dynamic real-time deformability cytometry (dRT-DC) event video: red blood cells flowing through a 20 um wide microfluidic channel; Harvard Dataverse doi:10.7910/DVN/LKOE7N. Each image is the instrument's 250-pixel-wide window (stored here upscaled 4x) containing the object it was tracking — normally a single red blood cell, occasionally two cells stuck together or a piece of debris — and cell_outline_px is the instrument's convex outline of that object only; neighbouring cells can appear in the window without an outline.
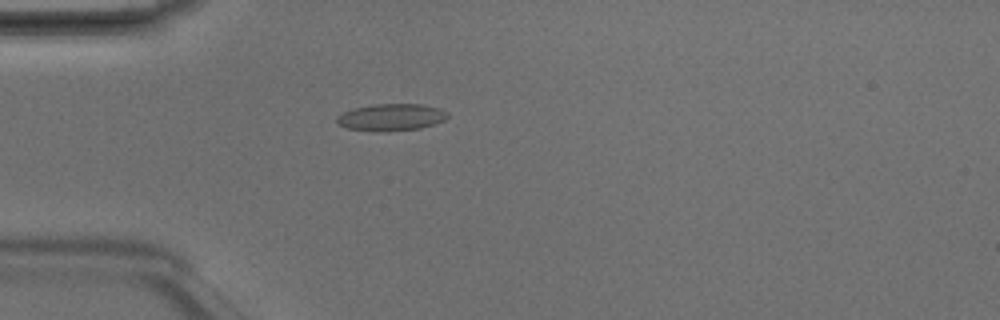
{"species": "Egyptian fruit bat (a non-hibernating species)", "species_latin": "Rousettus aegyptiacus", "temperature_condition": "room temperature", "stored_images_in_passage": 4, "camera_frame_rate_fps": 3000, "um_per_image_px": 0.085, "animal": {"sex": "male"}, "frame": {"image": 1, "passage_image": 4, "time_ms": 1.0, "image_size_px": [1000, 320], "cell_outline_px": [[448, 116], [444, 120], [420, 128], [388, 132], [376, 132], [348, 128], [336, 124], [336, 116], [344, 112], [356, 108], [376, 104], [424, 104], [440, 108], [448, 112]], "centroid_in_image_um": [33.25, 9.97], "position_along_channel_um": 51.8, "area_um2": 17.51}}